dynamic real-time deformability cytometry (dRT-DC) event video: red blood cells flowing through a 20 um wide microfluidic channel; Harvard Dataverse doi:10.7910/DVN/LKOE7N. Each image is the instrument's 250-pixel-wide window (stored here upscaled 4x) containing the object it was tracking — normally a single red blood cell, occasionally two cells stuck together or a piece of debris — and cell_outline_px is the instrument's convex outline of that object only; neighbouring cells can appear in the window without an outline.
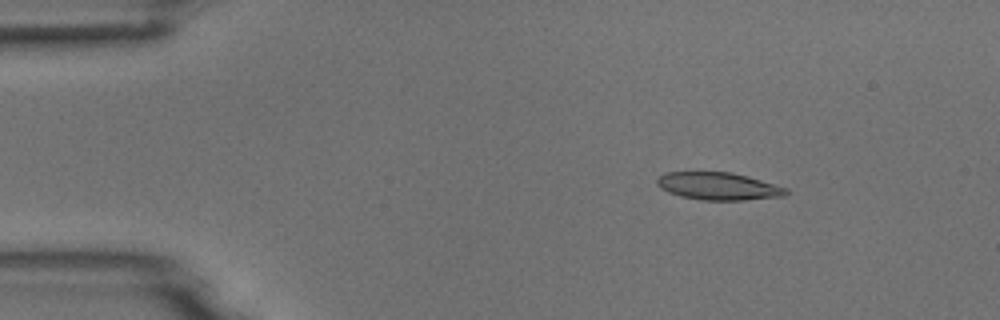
{"species": "common noctule bat (a hibernating species)", "species_latin": "Nyctalus noctula", "temperature_condition": "room temperature", "stored_images_in_passage": 3, "camera_frame_rate_fps": 3000, "um_per_image_px": 0.085, "animal": {"sex": "male", "body_mass_g": 18.8}, "frame": {"image": 1, "passage_image": 1, "time_ms": 0.0, "image_size_px": [1000, 320], "cell_outline_px": [[788, 192], [784, 196], [744, 200], [700, 200], [680, 196], [668, 192], [660, 188], [656, 184], [656, 180], [664, 172], [732, 172], [748, 176], [788, 188]], "centroid_in_image_um": [61.05, 15.82], "position_along_channel_um": 24.0, "area_um2": 20.81}}